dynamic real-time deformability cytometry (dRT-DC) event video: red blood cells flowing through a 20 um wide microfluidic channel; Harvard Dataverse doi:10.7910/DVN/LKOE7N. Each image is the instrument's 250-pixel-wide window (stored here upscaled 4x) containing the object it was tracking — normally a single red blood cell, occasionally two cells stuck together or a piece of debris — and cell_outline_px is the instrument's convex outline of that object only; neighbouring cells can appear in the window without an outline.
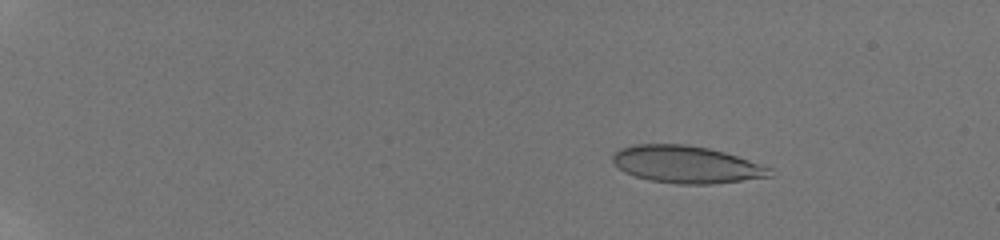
{"species": "human", "species_latin": "Homo sapiens", "temperature_condition": "room temperature", "stored_images_in_passage": 29, "camera_frame_rate_fps": 3000, "um_per_image_px": 0.085, "donor": {"sex": "male"}, "frame": {"image": 1, "passage_image": 1, "time_ms": 0.0, "image_size_px": [1000, 240], "cell_outline_px": [[776, 176], [712, 184], [676, 184], [652, 180], [636, 176], [624, 172], [612, 160], [612, 156], [620, 148], [632, 144], [688, 144], [708, 148], [724, 152], [772, 168]], "centroid_in_image_um": [58.38, 13.98], "position_along_channel_um": 26.6, "area_um2": 34.1}}
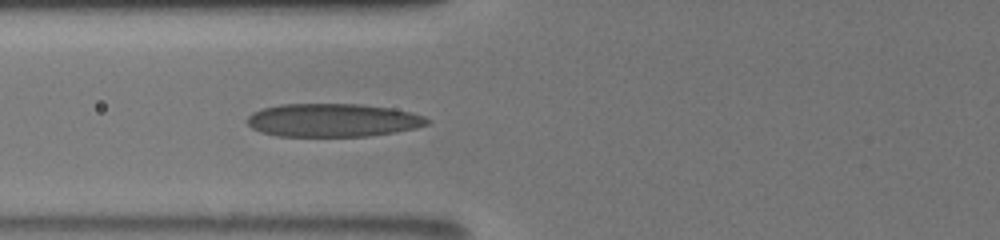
{"frame": {"image": 2, "passage_image": 18, "time_ms": 5.333, "image_size_px": [1000, 240], "cell_outline_px": [[432, 120], [428, 124], [416, 128], [396, 132], [368, 136], [276, 136], [260, 132], [252, 128], [244, 120], [252, 112], [264, 108], [280, 104], [360, 104], [392, 108], [412, 112], [424, 116]], "centroid_in_image_um": [28.29, 10.22], "position_along_channel_um": 97.5, "area_um2": 35.2}}
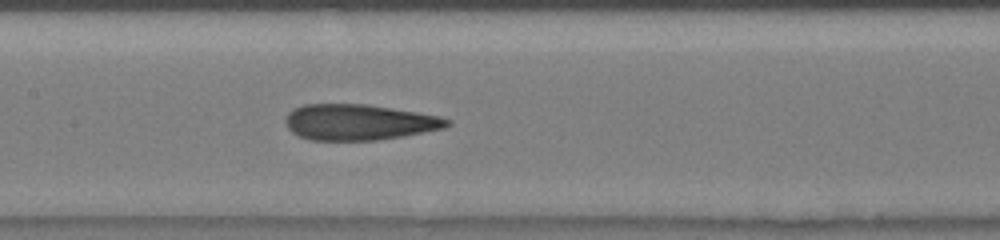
{"frame": {"image": 3, "passage_image": 27, "time_ms": 7.333, "image_size_px": [1000, 240], "cell_outline_px": [[452, 124], [444, 128], [404, 136], [376, 140], [312, 140], [300, 136], [292, 132], [288, 128], [284, 120], [288, 112], [304, 104], [368, 104], [440, 116], [452, 120]], "centroid_in_image_um": [30.53, 10.38], "position_along_channel_um": 176.9, "area_um2": 33.76}}